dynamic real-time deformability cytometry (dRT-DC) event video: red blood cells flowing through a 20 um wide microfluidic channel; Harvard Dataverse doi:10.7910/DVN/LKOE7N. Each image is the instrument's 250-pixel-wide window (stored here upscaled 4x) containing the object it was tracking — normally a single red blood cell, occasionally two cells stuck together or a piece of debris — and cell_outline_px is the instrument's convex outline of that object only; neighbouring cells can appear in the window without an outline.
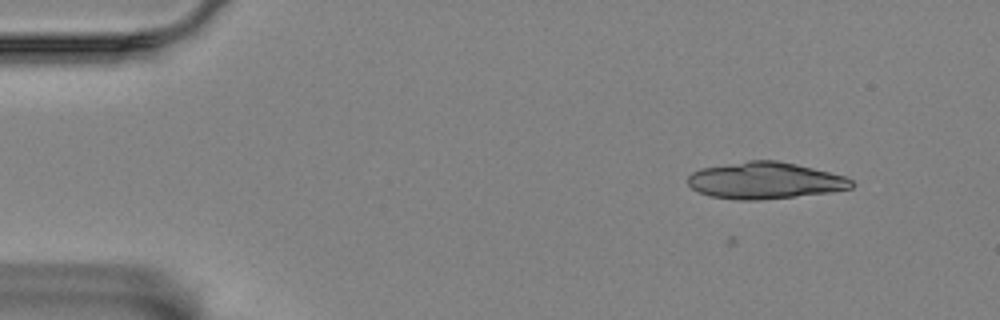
{"species": "Egyptian fruit bat (a non-hibernating species)", "species_latin": "Rousettus aegyptiacus", "temperature_condition": "room temperature", "stored_images_in_passage": 4, "camera_frame_rate_fps": 3000, "um_per_image_px": 0.085, "animal": {"sex": "female"}, "frame": {"image": 1, "passage_image": 4, "time_ms": 1.0, "image_size_px": [1000, 320], "cell_outline_px": [[856, 184], [852, 188], [832, 192], [796, 196], [756, 200], [740, 200], [712, 196], [700, 192], [692, 188], [688, 184], [688, 176], [692, 172], [700, 168], [748, 160], [776, 160], [796, 164], [844, 176], [852, 180]], "centroid_in_image_um": [65.03, 15.34], "position_along_channel_um": 20.0, "area_um2": 34.85}}